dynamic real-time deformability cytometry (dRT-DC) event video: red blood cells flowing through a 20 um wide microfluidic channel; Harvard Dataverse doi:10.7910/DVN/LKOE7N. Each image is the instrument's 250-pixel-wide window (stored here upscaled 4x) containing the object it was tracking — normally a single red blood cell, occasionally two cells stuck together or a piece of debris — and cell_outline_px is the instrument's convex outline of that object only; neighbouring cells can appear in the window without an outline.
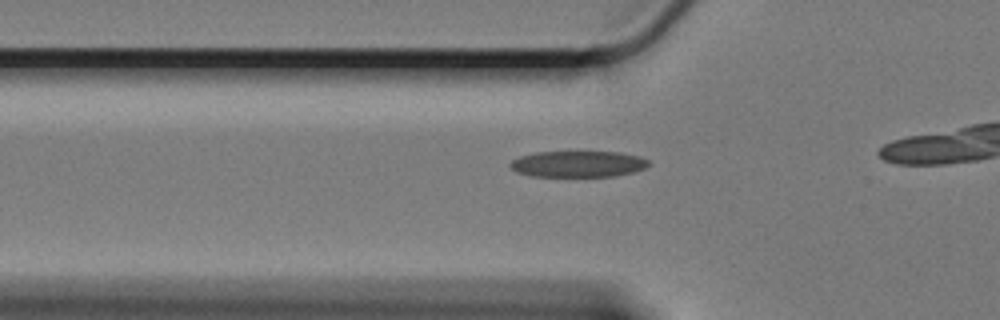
{"species": "Egyptian fruit bat (a non-hibernating species)", "species_latin": "Rousettus aegyptiacus", "temperature_condition": "cold", "stored_images_in_passage": 8, "camera_frame_rate_fps": 3000, "um_per_image_px": 0.085, "animal": {"sex": "female"}, "frame": {"image": 1, "passage_image": 2, "time_ms": 0.333, "image_size_px": [1000, 320], "cell_outline_px": [[648, 164], [644, 168], [632, 172], [612, 176], [532, 176], [516, 172], [508, 164], [512, 160], [520, 156], [536, 152], [620, 152], [640, 156], [648, 160]], "centroid_in_image_um": [49.1, 13.93], "position_along_channel_um": 76.7, "area_um2": 20.98}}
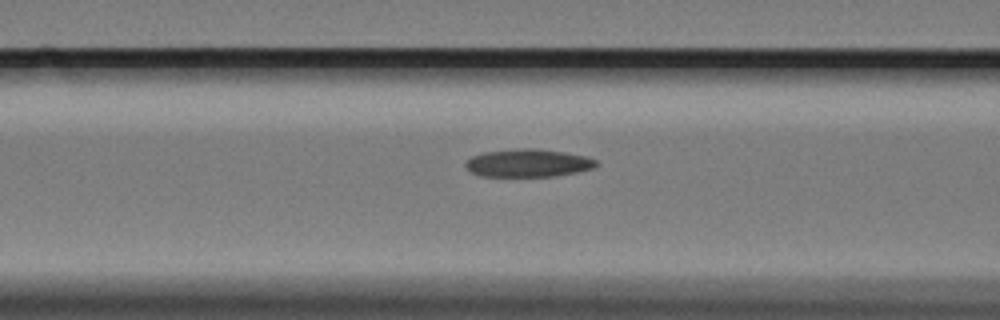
{"frame": {"image": 2, "passage_image": 6, "time_ms": 1.667, "image_size_px": [1000, 320], "cell_outline_px": [[596, 164], [592, 168], [576, 172], [556, 176], [480, 176], [472, 172], [464, 164], [472, 156], [484, 152], [520, 148], [536, 148], [564, 152], [584, 156], [596, 160]], "centroid_in_image_um": [44.87, 13.85], "position_along_channel_um": 121.7, "area_um2": 20.98}}